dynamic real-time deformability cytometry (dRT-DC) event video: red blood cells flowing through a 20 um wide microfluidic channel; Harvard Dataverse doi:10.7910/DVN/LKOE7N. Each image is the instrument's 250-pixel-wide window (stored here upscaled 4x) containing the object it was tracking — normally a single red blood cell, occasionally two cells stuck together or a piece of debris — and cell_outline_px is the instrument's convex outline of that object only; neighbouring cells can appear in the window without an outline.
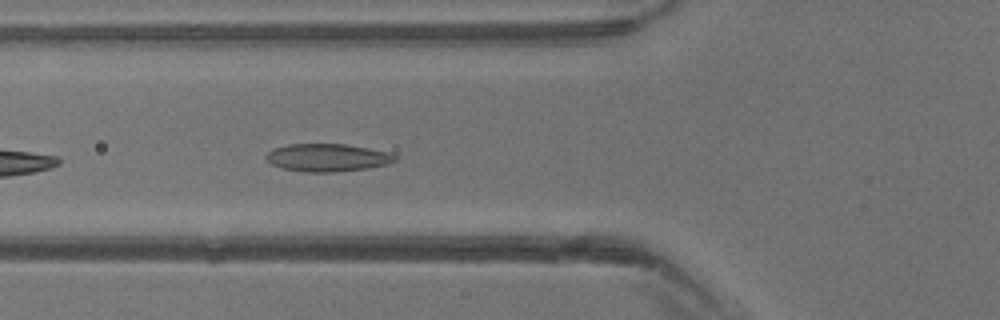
{"species": "common noctule bat (a hibernating species)", "species_latin": "Nyctalus noctula", "temperature_condition": "warm", "stored_images_in_passage": 17, "camera_frame_rate_fps": 3000, "um_per_image_px": 0.085, "animal": {"sex": "male", "body_mass_g": 13.3}, "frame": {"image": 1, "passage_image": 4, "time_ms": 1.0, "image_size_px": [1000, 320], "cell_outline_px": [[400, 160], [388, 164], [368, 168], [332, 172], [308, 172], [284, 168], [272, 164], [264, 156], [272, 148], [288, 144], [344, 144], [368, 148], [388, 152], [396, 156]], "centroid_in_image_um": [27.85, 13.39], "position_along_channel_um": 97.9, "area_um2": 20.81}}
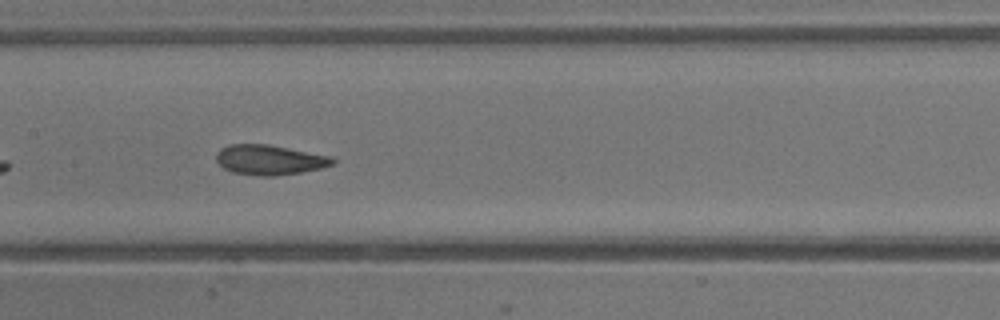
{"frame": {"image": 2, "passage_image": 9, "time_ms": 2.667, "image_size_px": [1000, 320], "cell_outline_px": [[336, 164], [320, 168], [300, 172], [276, 176], [264, 176], [232, 172], [224, 168], [216, 160], [216, 152], [220, 148], [228, 144], [268, 144], [332, 156], [336, 160]], "centroid_in_image_um": [22.92, 13.57], "position_along_channel_um": 184.5, "area_um2": 20.4}}
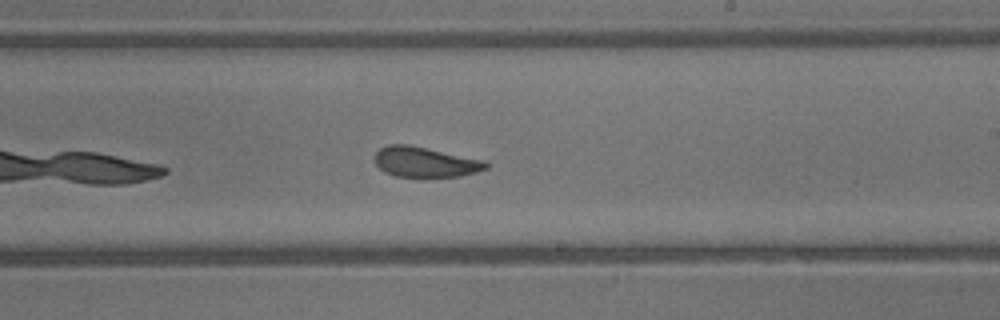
{"frame": {"image": 3, "passage_image": 13, "time_ms": 4.0, "image_size_px": [1000, 320], "cell_outline_px": [[488, 168], [476, 172], [460, 176], [396, 176], [384, 172], [376, 164], [376, 152], [380, 148], [388, 144], [408, 144], [484, 160], [488, 164]], "centroid_in_image_um": [36.13, 13.76], "position_along_channel_um": 252.9, "area_um2": 19.31}}